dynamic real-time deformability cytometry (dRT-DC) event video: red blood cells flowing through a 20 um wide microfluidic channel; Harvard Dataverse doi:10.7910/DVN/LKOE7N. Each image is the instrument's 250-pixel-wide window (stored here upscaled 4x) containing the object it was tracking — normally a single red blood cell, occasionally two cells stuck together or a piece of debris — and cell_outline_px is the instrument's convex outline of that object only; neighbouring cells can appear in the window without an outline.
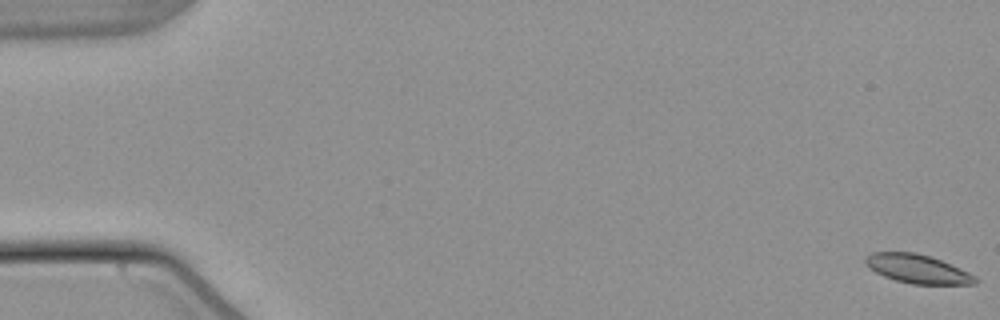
{"species": "common noctule bat (a hibernating species)", "species_latin": "Nyctalus noctula", "temperature_condition": "warm", "stored_images_in_passage": 55, "camera_frame_rate_fps": 3000, "um_per_image_px": 0.085, "animal": {"sex": "male", "body_mass_g": 21.5, "forearm_length_mm": 52.0}, "frame": {"image": 1, "passage_image": 1, "time_ms": 0.0, "image_size_px": [1000, 320], "cell_outline_px": [[980, 280], [976, 284], [912, 284], [896, 280], [884, 276], [868, 268], [864, 264], [864, 256], [872, 252], [916, 252], [932, 256], [960, 268], [976, 276]], "centroid_in_image_um": [77.98, 22.84], "position_along_channel_um": 7.0, "area_um2": 18.67}}
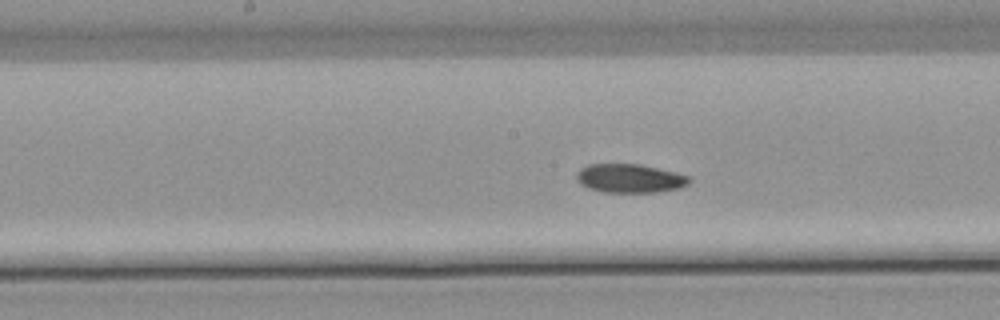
{"frame": {"image": 2, "passage_image": 29, "time_ms": 9.333, "image_size_px": [1000, 320], "cell_outline_px": [[692, 180], [688, 184], [680, 188], [656, 192], [604, 192], [588, 188], [580, 184], [576, 180], [576, 172], [580, 168], [588, 164], [640, 164], [688, 176]], "centroid_in_image_um": [53.48, 15.16], "position_along_channel_um": 194.7, "area_um2": 18.84}}
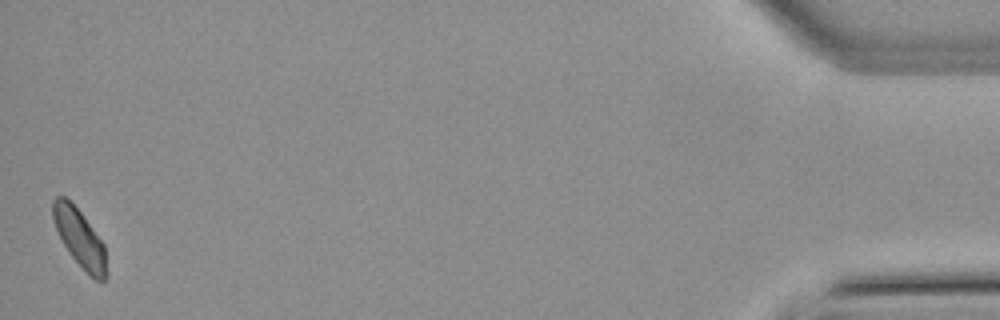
{"frame": {"image": 3, "passage_image": 55, "time_ms": 18.0, "image_size_px": [1000, 320], "cell_outline_px": [[108, 276], [104, 280], [96, 280], [88, 276], [72, 256], [64, 244], [56, 228], [52, 216], [52, 200], [56, 196], [64, 196], [84, 216], [104, 244]], "centroid_in_image_um": [6.79, 20.27], "position_along_channel_um": 428.4, "area_um2": 17.98}, "authors_computed_cell_mechanics": {"area_um2": 18.8428, "velocity_mm_per_s": 3.7849, "shape_relaxation_time_tau1_ms": 7.7804, "shape_relaxation_time_tau2_ms": null, "deformation_change_tau1": 0.1051, "deformation_change_tau2": null}}